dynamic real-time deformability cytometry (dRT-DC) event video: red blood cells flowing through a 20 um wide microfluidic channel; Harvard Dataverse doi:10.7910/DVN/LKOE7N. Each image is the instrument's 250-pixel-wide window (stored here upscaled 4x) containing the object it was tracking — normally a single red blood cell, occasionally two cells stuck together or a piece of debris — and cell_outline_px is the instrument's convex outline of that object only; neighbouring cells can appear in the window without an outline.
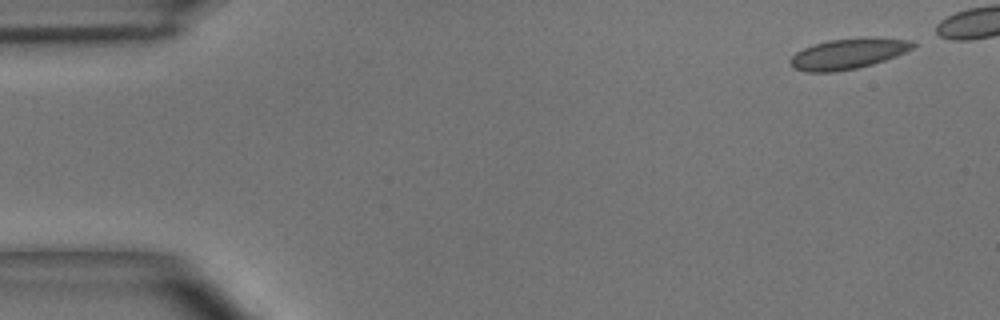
{"species": "common noctule bat (a hibernating species)", "species_latin": "Nyctalus noctula", "temperature_condition": "room temperature", "stored_images_in_passage": 5, "camera_frame_rate_fps": 3000, "um_per_image_px": 0.085, "animal": {"sex": "male", "body_mass_g": 15.6}, "frame": {"image": 1, "passage_image": 1, "time_ms": 0.0, "image_size_px": [1000, 320], "cell_outline_px": [[916, 44], [912, 48], [896, 56], [872, 64], [856, 68], [832, 72], [804, 72], [792, 68], [788, 60], [796, 52], [812, 44], [828, 40], [912, 40]], "centroid_in_image_um": [71.95, 4.63], "position_along_channel_um": 13.0, "area_um2": 20.87}}